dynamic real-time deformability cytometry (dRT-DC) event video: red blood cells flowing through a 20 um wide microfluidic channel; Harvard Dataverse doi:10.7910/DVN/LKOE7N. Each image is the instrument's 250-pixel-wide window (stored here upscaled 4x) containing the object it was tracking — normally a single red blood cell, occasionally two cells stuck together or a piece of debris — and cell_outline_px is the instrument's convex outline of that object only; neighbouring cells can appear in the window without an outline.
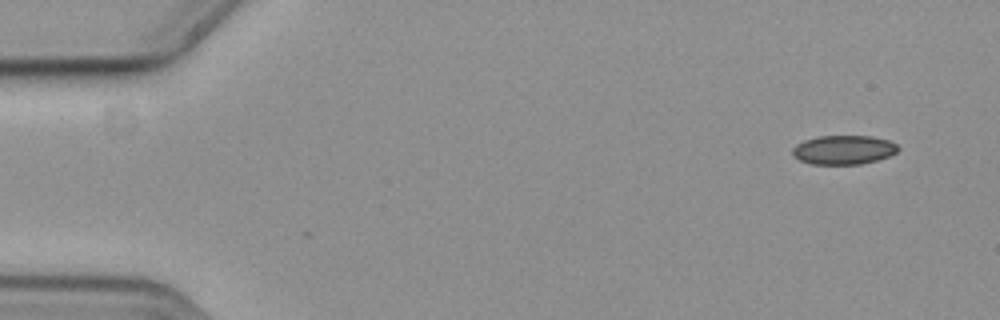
{"species": "common noctule bat (a hibernating species)", "species_latin": "Nyctalus noctula", "temperature_condition": "cold", "stored_images_in_passage": 54, "camera_frame_rate_fps": 3000, "um_per_image_px": 0.085, "animal": {"sex": "female", "body_mass_g": 19.3, "forearm_length_mm": 54.1}, "frame": {"image": 1, "passage_image": 1, "time_ms": 0.0, "image_size_px": [1000, 320], "cell_outline_px": [[900, 148], [896, 152], [888, 156], [876, 160], [860, 164], [812, 164], [800, 160], [792, 156], [792, 148], [796, 144], [804, 140], [816, 136], [872, 136], [888, 140], [896, 144]], "centroid_in_image_um": [71.67, 12.73], "position_along_channel_um": 13.3, "area_um2": 17.92}}
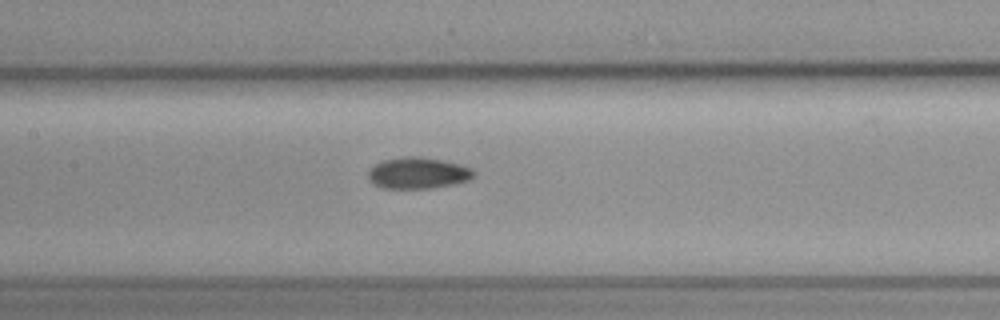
{"frame": {"image": 2, "passage_image": 24, "time_ms": 7.667, "image_size_px": [1000, 320], "cell_outline_px": [[472, 176], [468, 180], [452, 184], [428, 188], [380, 188], [372, 184], [368, 180], [368, 172], [376, 164], [384, 160], [404, 156], [420, 156], [460, 164], [472, 168]], "centroid_in_image_um": [35.47, 14.71], "position_along_channel_um": 171.9, "area_um2": 19.07}}
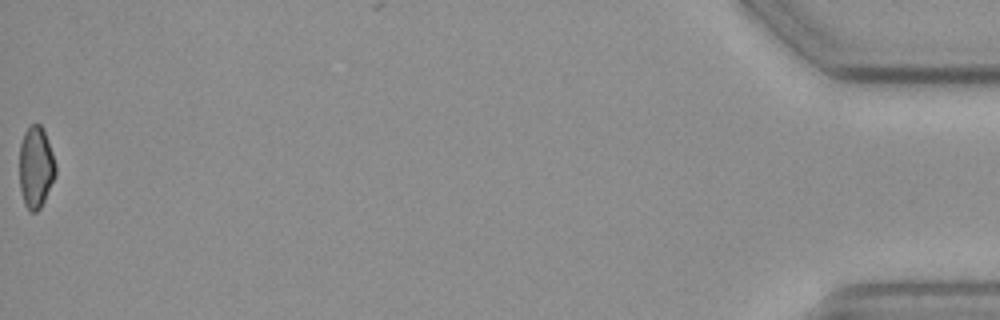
{"frame": {"image": 3, "passage_image": 54, "time_ms": 17.667, "image_size_px": [1000, 320], "cell_outline_px": [[56, 176], [40, 208], [36, 212], [28, 212], [24, 204], [20, 188], [20, 144], [24, 132], [32, 124], [40, 124], [44, 128], [56, 164]], "centroid_in_image_um": [3.05, 14.22], "position_along_channel_um": 432.1, "area_um2": 17.34}, "authors_computed_cell_mechanics": {"area_um2": 18.3226, "velocity_mm_per_s": 3.6714, "shape_relaxation_time_tau1_ms": 7.4594, "shape_relaxation_time_tau2_ms": 8.0672, "deformation_change_tau1": 0.0913, "deformation_change_tau2": 0.1156}}